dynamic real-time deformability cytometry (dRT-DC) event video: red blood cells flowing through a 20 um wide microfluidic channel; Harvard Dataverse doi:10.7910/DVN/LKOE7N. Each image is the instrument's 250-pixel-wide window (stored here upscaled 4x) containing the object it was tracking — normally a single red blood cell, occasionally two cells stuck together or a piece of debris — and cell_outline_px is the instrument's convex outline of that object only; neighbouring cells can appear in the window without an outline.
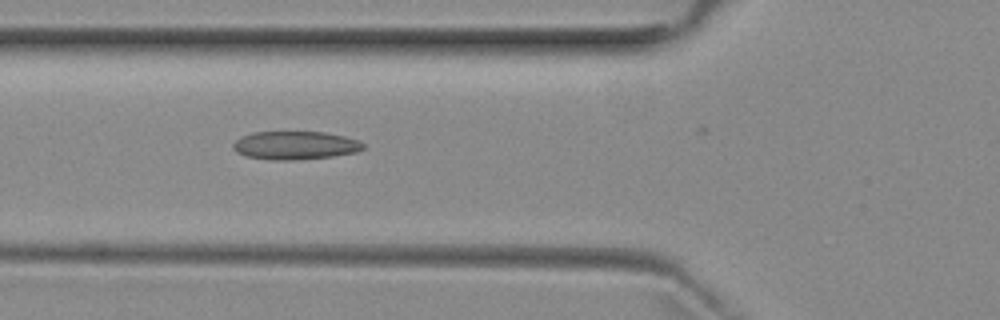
{"species": "common noctule bat (a hibernating species)", "species_latin": "Nyctalus noctula", "temperature_condition": "room temperature", "stored_images_in_passage": 6, "camera_frame_rate_fps": 3000, "um_per_image_px": 0.085, "animal": {"sex": "female", "body_mass_g": 29.2, "forearm_length_mm": 56.3}, "frame": {"image": 1, "passage_image": 5, "time_ms": 5.333, "image_size_px": [1000, 320], "cell_outline_px": [[364, 148], [356, 152], [332, 156], [292, 160], [268, 160], [244, 156], [236, 152], [232, 148], [232, 144], [240, 136], [256, 132], [324, 132], [344, 136], [360, 140], [364, 144]], "centroid_in_image_um": [25.06, 12.36], "position_along_channel_um": 100.7, "area_um2": 21.56}}
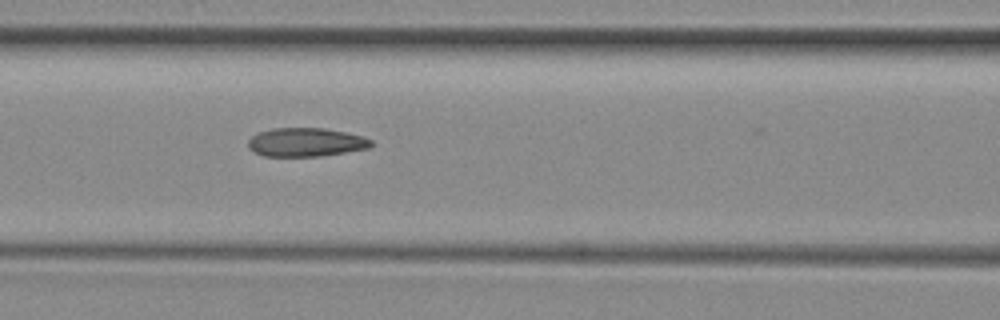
{"frame": {"image": 2, "passage_image": 6, "time_ms": 6.333, "image_size_px": [1000, 320], "cell_outline_px": [[376, 144], [372, 148], [320, 156], [264, 156], [248, 148], [248, 140], [252, 136], [260, 132], [272, 128], [324, 128], [364, 136], [372, 140]], "centroid_in_image_um": [26.06, 12.09], "position_along_channel_um": 140.5, "area_um2": 20.69}}